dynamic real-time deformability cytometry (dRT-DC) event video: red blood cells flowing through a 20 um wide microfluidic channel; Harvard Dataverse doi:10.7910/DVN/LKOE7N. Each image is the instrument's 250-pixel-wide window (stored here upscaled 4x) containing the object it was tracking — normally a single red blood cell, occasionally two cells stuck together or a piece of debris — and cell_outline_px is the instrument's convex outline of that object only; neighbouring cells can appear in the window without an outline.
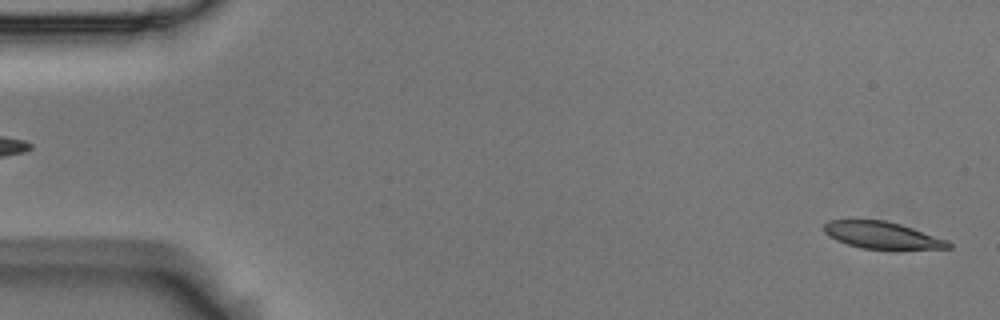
{"species": "Egyptian fruit bat (a non-hibernating species)", "species_latin": "Rousettus aegyptiacus", "temperature_condition": "room temperature", "stored_images_in_passage": 5, "segment_of_instrument_passage": [2, 2], "camera_frame_rate_fps": 3000, "um_per_image_px": 0.085, "animal": {"sex": "male"}, "frame": {"image": 1, "passage_image": 5, "time_ms": 1.333, "image_size_px": [1000, 320], "cell_outline_px": [[952, 248], [892, 252], [860, 248], [836, 240], [828, 236], [824, 232], [824, 224], [828, 220], [884, 220], [900, 224], [948, 240], [952, 244]], "centroid_in_image_um": [75.05, 20.05], "position_along_channel_um": 9.9, "area_um2": 20.46}}